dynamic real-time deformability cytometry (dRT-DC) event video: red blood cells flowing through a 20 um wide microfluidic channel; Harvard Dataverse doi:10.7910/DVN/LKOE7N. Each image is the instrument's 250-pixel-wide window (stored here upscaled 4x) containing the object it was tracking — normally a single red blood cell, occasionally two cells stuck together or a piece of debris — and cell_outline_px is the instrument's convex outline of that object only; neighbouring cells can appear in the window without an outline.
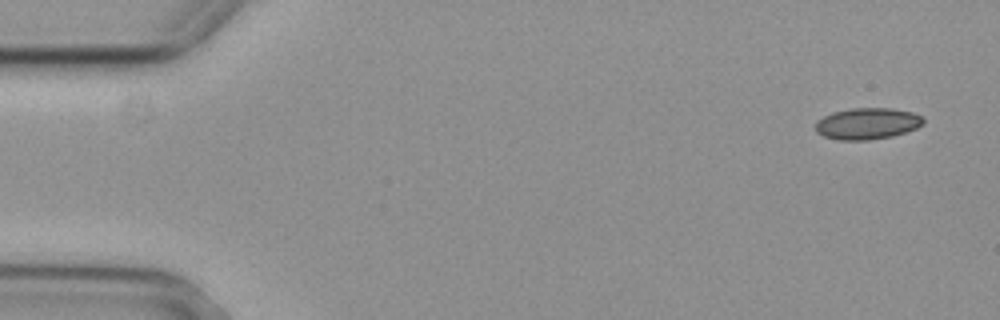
{"species": "common noctule bat (a hibernating species)", "species_latin": "Nyctalus noctula", "temperature_condition": "cold", "stored_images_in_passage": 6, "camera_frame_rate_fps": 3000, "um_per_image_px": 0.085, "animal": {"sex": "female", "body_mass_g": 29.2, "forearm_length_mm": 56.3}, "frame": {"image": 1, "passage_image": 1, "time_ms": 0.0, "image_size_px": [1000, 320], "cell_outline_px": [[924, 124], [916, 128], [892, 136], [868, 140], [840, 140], [824, 136], [816, 132], [816, 120], [832, 112], [852, 108], [892, 108], [912, 112], [920, 116], [924, 120]], "centroid_in_image_um": [73.7, 10.5], "position_along_channel_um": 11.3, "area_um2": 19.71}}
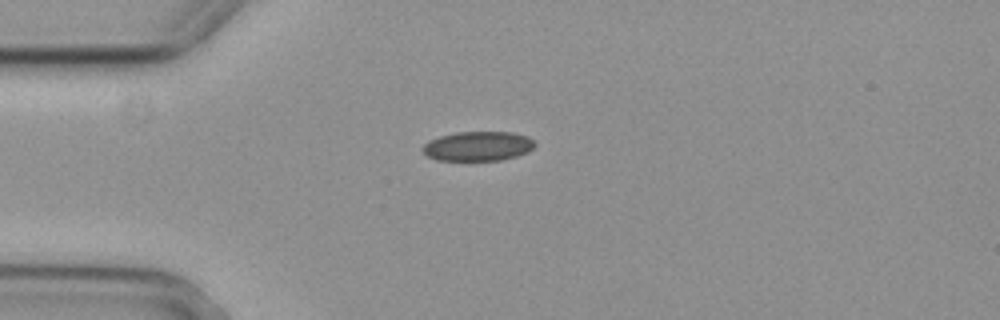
{"frame": {"image": 2, "passage_image": 4, "time_ms": 1.0, "image_size_px": [1000, 320], "cell_outline_px": [[536, 144], [528, 152], [516, 156], [500, 160], [436, 160], [428, 156], [420, 148], [428, 140], [440, 136], [456, 132], [512, 132], [528, 136]], "centroid_in_image_um": [40.61, 12.42], "position_along_channel_um": 44.4, "area_um2": 19.31}}
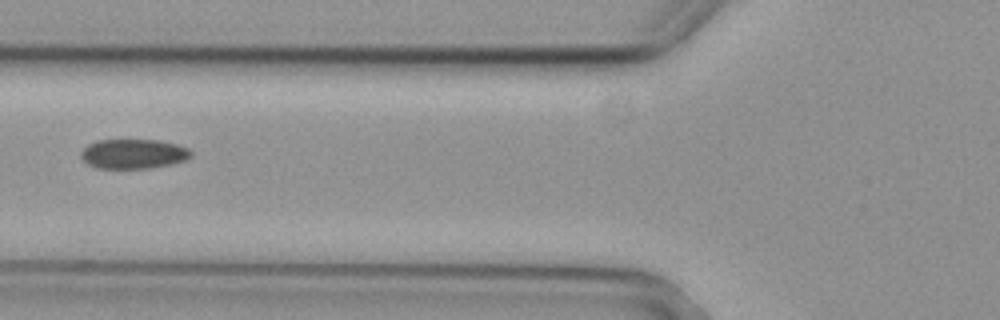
{"frame": {"image": 3, "passage_image": 6, "time_ms": 1.667, "image_size_px": [1000, 320], "cell_outline_px": [[192, 156], [184, 160], [168, 164], [148, 168], [96, 168], [88, 164], [80, 156], [80, 152], [88, 144], [96, 140], [160, 140], [176, 144], [188, 148], [192, 152]], "centroid_in_image_um": [11.31, 13.07], "position_along_channel_um": 114.5, "area_um2": 18.9}}